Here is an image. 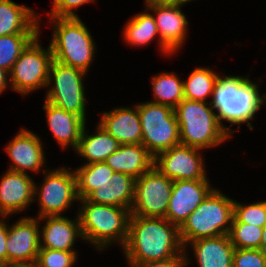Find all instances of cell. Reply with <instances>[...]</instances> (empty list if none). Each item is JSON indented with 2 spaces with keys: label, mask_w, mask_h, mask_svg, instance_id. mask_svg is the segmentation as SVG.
Returning a JSON list of instances; mask_svg holds the SVG:
<instances>
[{
  "label": "cell",
  "mask_w": 266,
  "mask_h": 267,
  "mask_svg": "<svg viewBox=\"0 0 266 267\" xmlns=\"http://www.w3.org/2000/svg\"><path fill=\"white\" fill-rule=\"evenodd\" d=\"M230 225L228 235L235 249L260 248L263 228L245 223H230Z\"/></svg>",
  "instance_id": "obj_31"
},
{
  "label": "cell",
  "mask_w": 266,
  "mask_h": 267,
  "mask_svg": "<svg viewBox=\"0 0 266 267\" xmlns=\"http://www.w3.org/2000/svg\"><path fill=\"white\" fill-rule=\"evenodd\" d=\"M179 3V0H146V4H169Z\"/></svg>",
  "instance_id": "obj_40"
},
{
  "label": "cell",
  "mask_w": 266,
  "mask_h": 267,
  "mask_svg": "<svg viewBox=\"0 0 266 267\" xmlns=\"http://www.w3.org/2000/svg\"><path fill=\"white\" fill-rule=\"evenodd\" d=\"M105 163L116 173L138 179L154 166V156L143 144L120 145Z\"/></svg>",
  "instance_id": "obj_19"
},
{
  "label": "cell",
  "mask_w": 266,
  "mask_h": 267,
  "mask_svg": "<svg viewBox=\"0 0 266 267\" xmlns=\"http://www.w3.org/2000/svg\"><path fill=\"white\" fill-rule=\"evenodd\" d=\"M232 267H266V254L260 249H235Z\"/></svg>",
  "instance_id": "obj_34"
},
{
  "label": "cell",
  "mask_w": 266,
  "mask_h": 267,
  "mask_svg": "<svg viewBox=\"0 0 266 267\" xmlns=\"http://www.w3.org/2000/svg\"><path fill=\"white\" fill-rule=\"evenodd\" d=\"M40 234L35 218L19 220L10 229L7 239V263H29L37 259L40 249Z\"/></svg>",
  "instance_id": "obj_14"
},
{
  "label": "cell",
  "mask_w": 266,
  "mask_h": 267,
  "mask_svg": "<svg viewBox=\"0 0 266 267\" xmlns=\"http://www.w3.org/2000/svg\"><path fill=\"white\" fill-rule=\"evenodd\" d=\"M189 1H191V0H179V4L183 5V4H185L186 2H189Z\"/></svg>",
  "instance_id": "obj_43"
},
{
  "label": "cell",
  "mask_w": 266,
  "mask_h": 267,
  "mask_svg": "<svg viewBox=\"0 0 266 267\" xmlns=\"http://www.w3.org/2000/svg\"><path fill=\"white\" fill-rule=\"evenodd\" d=\"M9 72L0 68V93L3 92V90H5V88L7 87V77L6 75H9L8 74Z\"/></svg>",
  "instance_id": "obj_38"
},
{
  "label": "cell",
  "mask_w": 266,
  "mask_h": 267,
  "mask_svg": "<svg viewBox=\"0 0 266 267\" xmlns=\"http://www.w3.org/2000/svg\"><path fill=\"white\" fill-rule=\"evenodd\" d=\"M6 150L14 162L9 170L25 173V169H30L38 172L45 163L41 140L25 129L15 136Z\"/></svg>",
  "instance_id": "obj_18"
},
{
  "label": "cell",
  "mask_w": 266,
  "mask_h": 267,
  "mask_svg": "<svg viewBox=\"0 0 266 267\" xmlns=\"http://www.w3.org/2000/svg\"><path fill=\"white\" fill-rule=\"evenodd\" d=\"M43 109L47 113V121L54 137L64 148L69 143L77 148L85 121L78 115L58 108L45 101Z\"/></svg>",
  "instance_id": "obj_21"
},
{
  "label": "cell",
  "mask_w": 266,
  "mask_h": 267,
  "mask_svg": "<svg viewBox=\"0 0 266 267\" xmlns=\"http://www.w3.org/2000/svg\"><path fill=\"white\" fill-rule=\"evenodd\" d=\"M102 126L121 145L141 144L142 130L138 108H118L110 113L104 112Z\"/></svg>",
  "instance_id": "obj_17"
},
{
  "label": "cell",
  "mask_w": 266,
  "mask_h": 267,
  "mask_svg": "<svg viewBox=\"0 0 266 267\" xmlns=\"http://www.w3.org/2000/svg\"><path fill=\"white\" fill-rule=\"evenodd\" d=\"M124 38L133 45H146L158 33L154 16L141 13L131 19L125 27Z\"/></svg>",
  "instance_id": "obj_29"
},
{
  "label": "cell",
  "mask_w": 266,
  "mask_h": 267,
  "mask_svg": "<svg viewBox=\"0 0 266 267\" xmlns=\"http://www.w3.org/2000/svg\"><path fill=\"white\" fill-rule=\"evenodd\" d=\"M88 2L90 0H53L51 17H78L72 9Z\"/></svg>",
  "instance_id": "obj_35"
},
{
  "label": "cell",
  "mask_w": 266,
  "mask_h": 267,
  "mask_svg": "<svg viewBox=\"0 0 266 267\" xmlns=\"http://www.w3.org/2000/svg\"><path fill=\"white\" fill-rule=\"evenodd\" d=\"M55 31L49 44L54 60L87 71L94 54L89 31L78 17H51Z\"/></svg>",
  "instance_id": "obj_6"
},
{
  "label": "cell",
  "mask_w": 266,
  "mask_h": 267,
  "mask_svg": "<svg viewBox=\"0 0 266 267\" xmlns=\"http://www.w3.org/2000/svg\"><path fill=\"white\" fill-rule=\"evenodd\" d=\"M208 183L207 179L173 181L165 218L180 228L213 190Z\"/></svg>",
  "instance_id": "obj_13"
},
{
  "label": "cell",
  "mask_w": 266,
  "mask_h": 267,
  "mask_svg": "<svg viewBox=\"0 0 266 267\" xmlns=\"http://www.w3.org/2000/svg\"><path fill=\"white\" fill-rule=\"evenodd\" d=\"M86 72L53 59L49 77H54L55 87L48 91L52 105L78 115L85 121V96L82 77Z\"/></svg>",
  "instance_id": "obj_10"
},
{
  "label": "cell",
  "mask_w": 266,
  "mask_h": 267,
  "mask_svg": "<svg viewBox=\"0 0 266 267\" xmlns=\"http://www.w3.org/2000/svg\"><path fill=\"white\" fill-rule=\"evenodd\" d=\"M231 223H245L263 228L266 225V201L248 206L234 201V217Z\"/></svg>",
  "instance_id": "obj_32"
},
{
  "label": "cell",
  "mask_w": 266,
  "mask_h": 267,
  "mask_svg": "<svg viewBox=\"0 0 266 267\" xmlns=\"http://www.w3.org/2000/svg\"><path fill=\"white\" fill-rule=\"evenodd\" d=\"M37 190L27 173L8 170L0 183V214L7 216L24 209L33 201Z\"/></svg>",
  "instance_id": "obj_16"
},
{
  "label": "cell",
  "mask_w": 266,
  "mask_h": 267,
  "mask_svg": "<svg viewBox=\"0 0 266 267\" xmlns=\"http://www.w3.org/2000/svg\"><path fill=\"white\" fill-rule=\"evenodd\" d=\"M198 150L183 144L175 145L154 157V167L173 181L207 179Z\"/></svg>",
  "instance_id": "obj_11"
},
{
  "label": "cell",
  "mask_w": 266,
  "mask_h": 267,
  "mask_svg": "<svg viewBox=\"0 0 266 267\" xmlns=\"http://www.w3.org/2000/svg\"><path fill=\"white\" fill-rule=\"evenodd\" d=\"M8 263L0 259V267H8Z\"/></svg>",
  "instance_id": "obj_42"
},
{
  "label": "cell",
  "mask_w": 266,
  "mask_h": 267,
  "mask_svg": "<svg viewBox=\"0 0 266 267\" xmlns=\"http://www.w3.org/2000/svg\"><path fill=\"white\" fill-rule=\"evenodd\" d=\"M37 40L38 35L22 50L9 71L12 89L24 95L36 88L50 85L52 81V77H49L50 66L54 59L51 47L49 45L47 51L43 50Z\"/></svg>",
  "instance_id": "obj_8"
},
{
  "label": "cell",
  "mask_w": 266,
  "mask_h": 267,
  "mask_svg": "<svg viewBox=\"0 0 266 267\" xmlns=\"http://www.w3.org/2000/svg\"><path fill=\"white\" fill-rule=\"evenodd\" d=\"M153 90L157 101L152 103L162 104L173 109L184 99L183 82L176 74L163 73L153 79Z\"/></svg>",
  "instance_id": "obj_27"
},
{
  "label": "cell",
  "mask_w": 266,
  "mask_h": 267,
  "mask_svg": "<svg viewBox=\"0 0 266 267\" xmlns=\"http://www.w3.org/2000/svg\"><path fill=\"white\" fill-rule=\"evenodd\" d=\"M47 218V222L43 227V245L40 242V248H47L53 250L72 251L74 240L76 236L83 238L80 227V220L75 222L58 216H44L39 219Z\"/></svg>",
  "instance_id": "obj_22"
},
{
  "label": "cell",
  "mask_w": 266,
  "mask_h": 267,
  "mask_svg": "<svg viewBox=\"0 0 266 267\" xmlns=\"http://www.w3.org/2000/svg\"><path fill=\"white\" fill-rule=\"evenodd\" d=\"M173 180L154 166L135 180L134 200L130 215L166 217Z\"/></svg>",
  "instance_id": "obj_9"
},
{
  "label": "cell",
  "mask_w": 266,
  "mask_h": 267,
  "mask_svg": "<svg viewBox=\"0 0 266 267\" xmlns=\"http://www.w3.org/2000/svg\"><path fill=\"white\" fill-rule=\"evenodd\" d=\"M115 172L105 162L85 164L73 172L78 199H85L92 191L105 184Z\"/></svg>",
  "instance_id": "obj_26"
},
{
  "label": "cell",
  "mask_w": 266,
  "mask_h": 267,
  "mask_svg": "<svg viewBox=\"0 0 266 267\" xmlns=\"http://www.w3.org/2000/svg\"><path fill=\"white\" fill-rule=\"evenodd\" d=\"M186 260L187 258H185L184 255H177L163 261L148 262L136 267H184L187 263Z\"/></svg>",
  "instance_id": "obj_36"
},
{
  "label": "cell",
  "mask_w": 266,
  "mask_h": 267,
  "mask_svg": "<svg viewBox=\"0 0 266 267\" xmlns=\"http://www.w3.org/2000/svg\"><path fill=\"white\" fill-rule=\"evenodd\" d=\"M234 217V201L217 190H212L179 228L183 246L187 242L228 234Z\"/></svg>",
  "instance_id": "obj_4"
},
{
  "label": "cell",
  "mask_w": 266,
  "mask_h": 267,
  "mask_svg": "<svg viewBox=\"0 0 266 267\" xmlns=\"http://www.w3.org/2000/svg\"><path fill=\"white\" fill-rule=\"evenodd\" d=\"M218 76L206 68L195 69L189 79L183 82L184 98L205 102L208 95H212L214 84Z\"/></svg>",
  "instance_id": "obj_28"
},
{
  "label": "cell",
  "mask_w": 266,
  "mask_h": 267,
  "mask_svg": "<svg viewBox=\"0 0 266 267\" xmlns=\"http://www.w3.org/2000/svg\"><path fill=\"white\" fill-rule=\"evenodd\" d=\"M45 178L39 193L41 206L39 218L58 216L68 208L74 199L78 200L75 177L72 172L61 168L51 171L45 175Z\"/></svg>",
  "instance_id": "obj_12"
},
{
  "label": "cell",
  "mask_w": 266,
  "mask_h": 267,
  "mask_svg": "<svg viewBox=\"0 0 266 267\" xmlns=\"http://www.w3.org/2000/svg\"><path fill=\"white\" fill-rule=\"evenodd\" d=\"M184 247L179 227L166 218L130 215L124 249L131 267L184 255Z\"/></svg>",
  "instance_id": "obj_1"
},
{
  "label": "cell",
  "mask_w": 266,
  "mask_h": 267,
  "mask_svg": "<svg viewBox=\"0 0 266 267\" xmlns=\"http://www.w3.org/2000/svg\"><path fill=\"white\" fill-rule=\"evenodd\" d=\"M212 96L213 101L209 105L219 112L217 118L221 126L220 120L225 119L232 123L231 126L246 122L252 130L253 127L248 120L253 118L256 111L261 108L260 105L264 103L259 96L257 84L239 76L218 77Z\"/></svg>",
  "instance_id": "obj_2"
},
{
  "label": "cell",
  "mask_w": 266,
  "mask_h": 267,
  "mask_svg": "<svg viewBox=\"0 0 266 267\" xmlns=\"http://www.w3.org/2000/svg\"><path fill=\"white\" fill-rule=\"evenodd\" d=\"M208 102L183 99L174 112L180 130V144L198 149L216 146L230 134L232 130L221 126L213 108L206 106Z\"/></svg>",
  "instance_id": "obj_3"
},
{
  "label": "cell",
  "mask_w": 266,
  "mask_h": 267,
  "mask_svg": "<svg viewBox=\"0 0 266 267\" xmlns=\"http://www.w3.org/2000/svg\"><path fill=\"white\" fill-rule=\"evenodd\" d=\"M179 3L169 4H147V9L154 10V17L158 33H160V44L163 52L173 53L185 40L186 17L178 9Z\"/></svg>",
  "instance_id": "obj_15"
},
{
  "label": "cell",
  "mask_w": 266,
  "mask_h": 267,
  "mask_svg": "<svg viewBox=\"0 0 266 267\" xmlns=\"http://www.w3.org/2000/svg\"><path fill=\"white\" fill-rule=\"evenodd\" d=\"M135 180L125 173H114L105 184L92 191L86 199L103 205L126 208L129 211L134 200Z\"/></svg>",
  "instance_id": "obj_20"
},
{
  "label": "cell",
  "mask_w": 266,
  "mask_h": 267,
  "mask_svg": "<svg viewBox=\"0 0 266 267\" xmlns=\"http://www.w3.org/2000/svg\"><path fill=\"white\" fill-rule=\"evenodd\" d=\"M8 228L6 223L0 221V259L7 262Z\"/></svg>",
  "instance_id": "obj_37"
},
{
  "label": "cell",
  "mask_w": 266,
  "mask_h": 267,
  "mask_svg": "<svg viewBox=\"0 0 266 267\" xmlns=\"http://www.w3.org/2000/svg\"><path fill=\"white\" fill-rule=\"evenodd\" d=\"M8 267H41L36 261L29 263L9 264Z\"/></svg>",
  "instance_id": "obj_39"
},
{
  "label": "cell",
  "mask_w": 266,
  "mask_h": 267,
  "mask_svg": "<svg viewBox=\"0 0 266 267\" xmlns=\"http://www.w3.org/2000/svg\"><path fill=\"white\" fill-rule=\"evenodd\" d=\"M38 34L0 36V68L10 71L22 50Z\"/></svg>",
  "instance_id": "obj_30"
},
{
  "label": "cell",
  "mask_w": 266,
  "mask_h": 267,
  "mask_svg": "<svg viewBox=\"0 0 266 267\" xmlns=\"http://www.w3.org/2000/svg\"><path fill=\"white\" fill-rule=\"evenodd\" d=\"M98 127L97 134L88 136L84 126L76 148V151L89 161L86 164L105 162L121 145L102 126Z\"/></svg>",
  "instance_id": "obj_25"
},
{
  "label": "cell",
  "mask_w": 266,
  "mask_h": 267,
  "mask_svg": "<svg viewBox=\"0 0 266 267\" xmlns=\"http://www.w3.org/2000/svg\"><path fill=\"white\" fill-rule=\"evenodd\" d=\"M79 200L84 203L78 216L83 238L100 249L118 238L124 247L128 237L130 211L122 207L96 204L86 198Z\"/></svg>",
  "instance_id": "obj_5"
},
{
  "label": "cell",
  "mask_w": 266,
  "mask_h": 267,
  "mask_svg": "<svg viewBox=\"0 0 266 267\" xmlns=\"http://www.w3.org/2000/svg\"><path fill=\"white\" fill-rule=\"evenodd\" d=\"M191 243L200 267H232L235 248L228 234Z\"/></svg>",
  "instance_id": "obj_23"
},
{
  "label": "cell",
  "mask_w": 266,
  "mask_h": 267,
  "mask_svg": "<svg viewBox=\"0 0 266 267\" xmlns=\"http://www.w3.org/2000/svg\"><path fill=\"white\" fill-rule=\"evenodd\" d=\"M142 143L155 157L158 153L180 144V130L174 109L147 102L138 104Z\"/></svg>",
  "instance_id": "obj_7"
},
{
  "label": "cell",
  "mask_w": 266,
  "mask_h": 267,
  "mask_svg": "<svg viewBox=\"0 0 266 267\" xmlns=\"http://www.w3.org/2000/svg\"><path fill=\"white\" fill-rule=\"evenodd\" d=\"M262 239L260 243V250H262L266 254V225L263 227L262 230Z\"/></svg>",
  "instance_id": "obj_41"
},
{
  "label": "cell",
  "mask_w": 266,
  "mask_h": 267,
  "mask_svg": "<svg viewBox=\"0 0 266 267\" xmlns=\"http://www.w3.org/2000/svg\"><path fill=\"white\" fill-rule=\"evenodd\" d=\"M31 9L11 0H0V36L39 34L37 19Z\"/></svg>",
  "instance_id": "obj_24"
},
{
  "label": "cell",
  "mask_w": 266,
  "mask_h": 267,
  "mask_svg": "<svg viewBox=\"0 0 266 267\" xmlns=\"http://www.w3.org/2000/svg\"><path fill=\"white\" fill-rule=\"evenodd\" d=\"M76 261V253L40 248L36 262L41 267H71Z\"/></svg>",
  "instance_id": "obj_33"
}]
</instances>
